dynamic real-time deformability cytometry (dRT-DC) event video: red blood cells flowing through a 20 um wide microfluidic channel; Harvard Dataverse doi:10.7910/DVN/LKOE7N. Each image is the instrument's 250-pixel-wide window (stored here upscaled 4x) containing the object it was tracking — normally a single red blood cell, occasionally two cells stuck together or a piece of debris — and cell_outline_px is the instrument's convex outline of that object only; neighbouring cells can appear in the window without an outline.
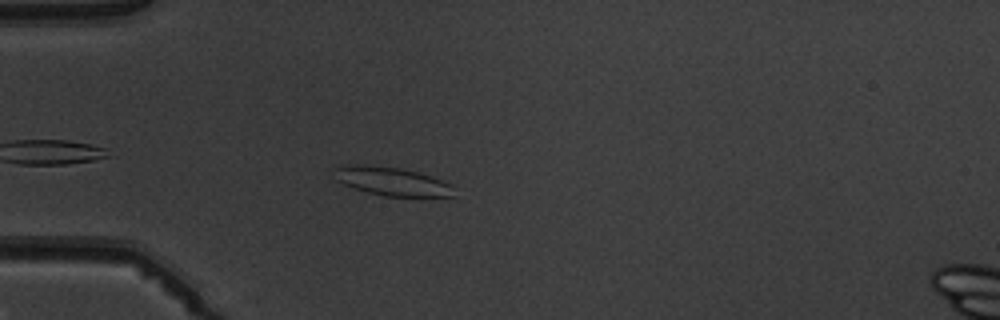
{"species": "common noctule bat (a hibernating species)", "species_latin": "Nyctalus noctula", "temperature_condition": "warm", "stored_images_in_passage": 3, "camera_frame_rate_fps": 3000, "um_per_image_px": 0.085, "animal": {"sex": "male", "body_mass_g": 19.5, "forearm_length_mm": 54.6}, "frame": {"image": 1, "passage_image": 3, "time_ms": 2.333, "image_size_px": [1000, 320], "cell_outline_px": [[452, 196], [384, 196], [368, 192], [344, 184], [336, 180], [336, 168], [348, 164], [364, 164], [400, 168], [432, 176], [452, 184]], "centroid_in_image_um": [33.31, 15.4], "position_along_channel_um": 51.7, "area_um2": 19.54}}